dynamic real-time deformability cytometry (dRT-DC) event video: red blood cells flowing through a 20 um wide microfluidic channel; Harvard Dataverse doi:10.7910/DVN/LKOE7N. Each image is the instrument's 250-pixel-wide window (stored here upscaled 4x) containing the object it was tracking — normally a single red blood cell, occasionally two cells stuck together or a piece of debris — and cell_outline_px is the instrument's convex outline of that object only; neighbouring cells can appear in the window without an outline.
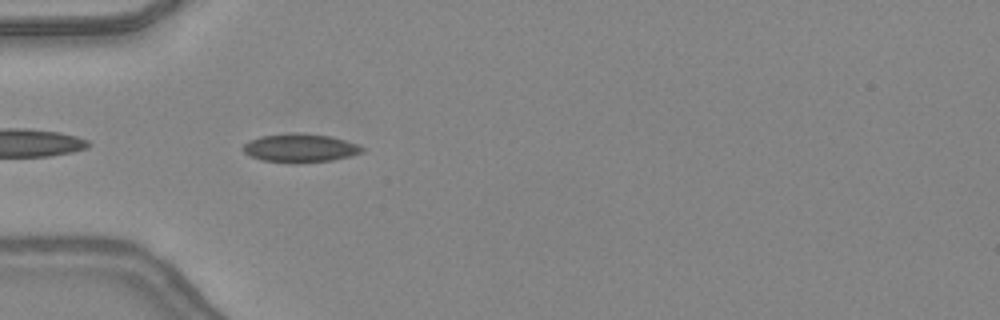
{"species": "common noctule bat (a hibernating species)", "species_latin": "Nyctalus noctula", "temperature_condition": "warm", "stored_images_in_passage": 5, "camera_frame_rate_fps": 3000, "um_per_image_px": 0.085, "animal": {"sex": "female", "body_mass_g": 24.6, "forearm_length_mm": 56.2}, "frame": {"image": 1, "passage_image": 2, "time_ms": 0.333, "image_size_px": [1000, 320], "cell_outline_px": [[364, 152], [332, 160], [292, 164], [260, 160], [248, 156], [240, 148], [244, 144], [260, 136], [296, 132], [328, 136], [344, 140], [356, 144], [364, 148]], "centroid_in_image_um": [25.45, 12.6], "position_along_channel_um": 59.6, "area_um2": 19.88}}